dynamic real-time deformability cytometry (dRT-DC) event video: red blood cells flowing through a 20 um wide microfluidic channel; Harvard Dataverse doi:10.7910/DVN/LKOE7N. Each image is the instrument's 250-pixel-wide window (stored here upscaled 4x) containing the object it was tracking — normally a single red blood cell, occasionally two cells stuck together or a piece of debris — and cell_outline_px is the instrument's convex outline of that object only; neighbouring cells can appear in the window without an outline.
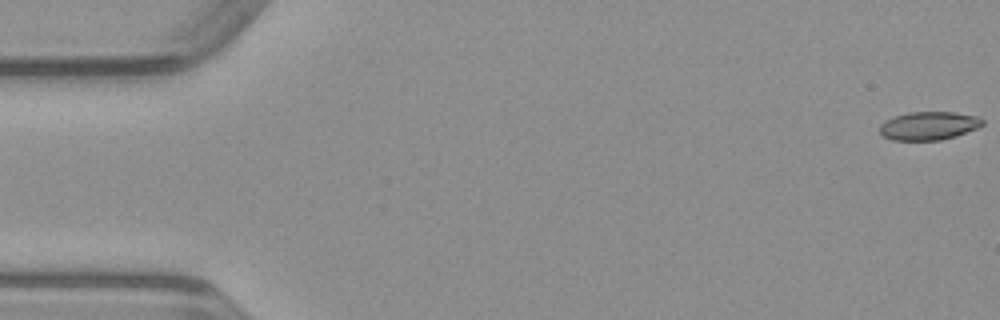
{"species": "common noctule bat (a hibernating species)", "species_latin": "Nyctalus noctula", "temperature_condition": "warm", "stored_images_in_passage": 50, "camera_frame_rate_fps": 3000, "um_per_image_px": 0.085, "animal": {"sex": "male", "body_mass_g": 23.1, "forearm_length_mm": 52.7}, "frame": {"image": 1, "passage_image": 1, "time_ms": 0.0, "image_size_px": [1000, 320], "cell_outline_px": [[984, 124], [976, 128], [956, 136], [940, 140], [892, 140], [884, 136], [880, 132], [880, 124], [884, 120], [908, 112], [952, 112], [976, 116], [984, 120]], "centroid_in_image_um": [78.93, 10.69], "position_along_channel_um": 6.1, "area_um2": 16.88}}
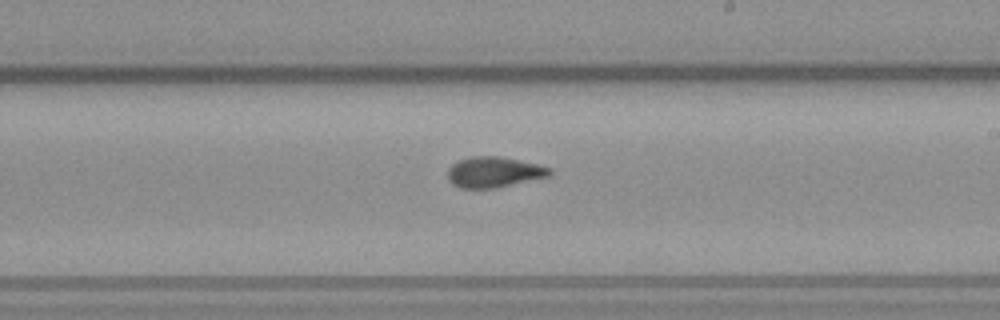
{"frame": {"image": 2, "passage_image": 29, "time_ms": 9.333, "image_size_px": [1000, 320], "cell_outline_px": [[552, 176], [492, 188], [460, 188], [452, 184], [448, 180], [448, 168], [452, 164], [460, 160], [472, 156], [500, 156], [520, 160], [552, 168]], "centroid_in_image_um": [41.99, 14.62], "position_along_channel_um": 247.0, "area_um2": 18.21}}
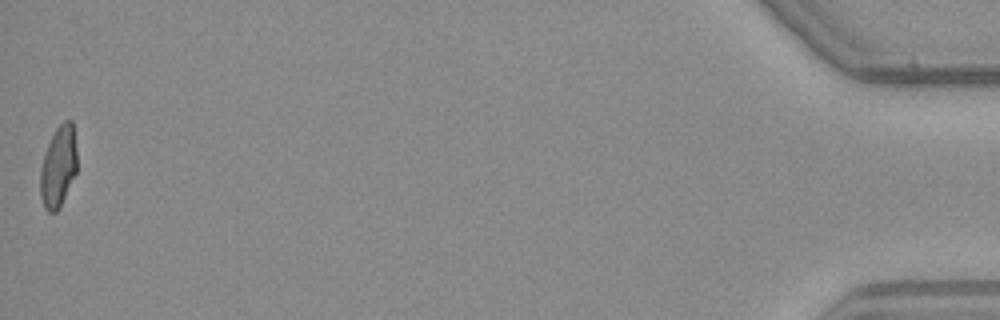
{"frame": {"image": 3, "passage_image": 50, "time_ms": 16.333, "image_size_px": [1000, 320], "cell_outline_px": [[76, 172], [60, 208], [56, 212], [48, 212], [44, 208], [40, 196], [40, 172], [44, 152], [56, 128], [64, 120], [72, 120], [76, 148]], "centroid_in_image_um": [4.95, 14.19], "position_along_channel_um": 430.3, "area_um2": 17.4}}